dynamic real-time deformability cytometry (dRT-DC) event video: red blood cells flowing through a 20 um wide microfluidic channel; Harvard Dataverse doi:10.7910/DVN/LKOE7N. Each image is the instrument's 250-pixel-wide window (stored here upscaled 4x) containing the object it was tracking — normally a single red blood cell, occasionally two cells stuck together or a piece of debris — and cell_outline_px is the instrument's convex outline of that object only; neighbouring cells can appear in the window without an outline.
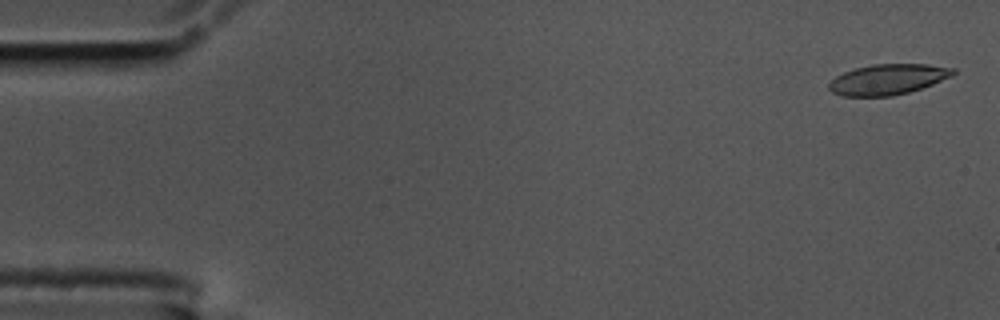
{"species": "common noctule bat (a hibernating species)", "species_latin": "Nyctalus noctula", "temperature_condition": "cold", "stored_images_in_passage": 58, "camera_frame_rate_fps": 3000, "um_per_image_px": 0.085, "animal": {"sex": "male", "body_mass_g": 17.5, "forearm_length_mm": 52.3}, "frame": {"image": 1, "passage_image": 2, "time_ms": 0.333, "image_size_px": [1000, 320], "cell_outline_px": [[956, 72], [952, 76], [932, 84], [908, 92], [892, 96], [840, 96], [832, 92], [828, 88], [828, 84], [836, 76], [844, 72], [856, 68], [872, 64], [928, 64], [956, 68]], "centroid_in_image_um": [75.47, 6.74], "position_along_channel_um": 9.5, "area_um2": 22.08}}
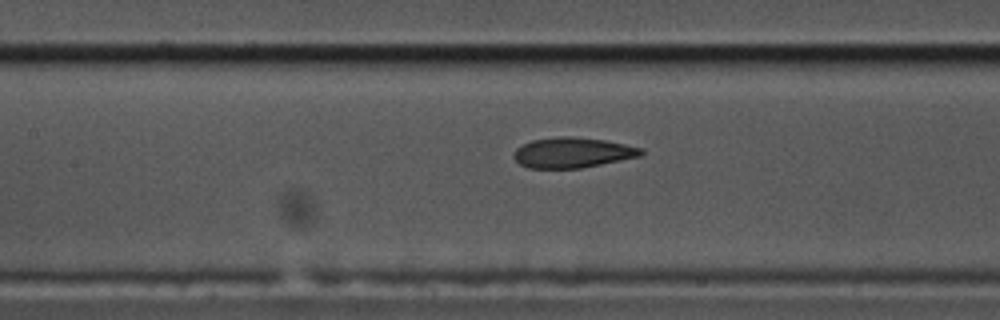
{"frame": {"image": 2, "passage_image": 26, "time_ms": 8.333, "image_size_px": [1000, 320], "cell_outline_px": [[644, 152], [640, 156], [580, 168], [528, 168], [520, 164], [512, 156], [516, 148], [532, 140], [560, 136], [576, 136], [604, 140], [644, 148]], "centroid_in_image_um": [48.66, 12.96], "position_along_channel_um": 158.7, "area_um2": 22.43}}
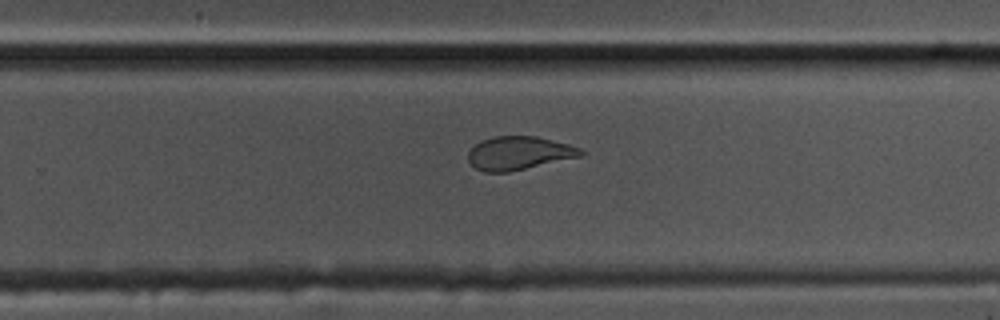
{"frame": {"image": 3, "passage_image": 37, "time_ms": 12.0, "image_size_px": [1000, 320], "cell_outline_px": [[584, 156], [508, 172], [484, 172], [476, 168], [468, 160], [468, 152], [476, 144], [492, 136], [536, 136], [568, 144], [580, 148], [584, 152]], "centroid_in_image_um": [44.13, 13.02], "position_along_channel_um": 285.7, "area_um2": 21.85}, "authors_computed_cell_mechanics": {"area_um2": 23.2067, "velocity_mm_per_s": 3.4747, "shape_relaxation_time_tau1_ms": null, "shape_relaxation_time_tau2_ms": 1.5379, "deformation_change_tau1": null, "deformation_change_tau2": 0.0745}}